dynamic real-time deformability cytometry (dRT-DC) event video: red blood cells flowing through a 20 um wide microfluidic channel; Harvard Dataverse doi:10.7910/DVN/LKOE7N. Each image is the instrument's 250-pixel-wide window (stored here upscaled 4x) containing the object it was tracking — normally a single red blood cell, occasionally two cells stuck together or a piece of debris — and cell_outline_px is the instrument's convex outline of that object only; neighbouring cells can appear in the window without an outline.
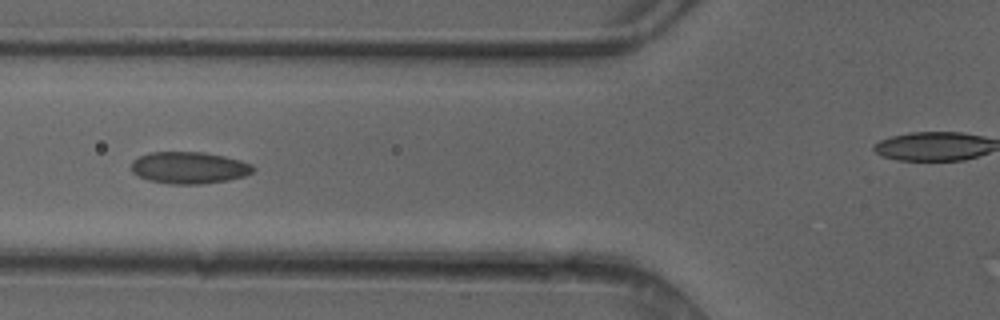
{"species": "common noctule bat (a hibernating species)", "species_latin": "Nyctalus noctula", "temperature_condition": "cold", "stored_images_in_passage": 6, "camera_frame_rate_fps": 3000, "um_per_image_px": 0.085, "animal": {"sex": "female"}, "frame": {"image": 1, "passage_image": 5, "time_ms": 1.333, "image_size_px": [1000, 320], "cell_outline_px": [[256, 168], [252, 172], [244, 176], [228, 180], [200, 184], [168, 184], [148, 180], [132, 172], [132, 160], [148, 152], [204, 152], [224, 156], [240, 160], [252, 164]], "centroid_in_image_um": [16.08, 14.25], "position_along_channel_um": 109.7, "area_um2": 22.66}}